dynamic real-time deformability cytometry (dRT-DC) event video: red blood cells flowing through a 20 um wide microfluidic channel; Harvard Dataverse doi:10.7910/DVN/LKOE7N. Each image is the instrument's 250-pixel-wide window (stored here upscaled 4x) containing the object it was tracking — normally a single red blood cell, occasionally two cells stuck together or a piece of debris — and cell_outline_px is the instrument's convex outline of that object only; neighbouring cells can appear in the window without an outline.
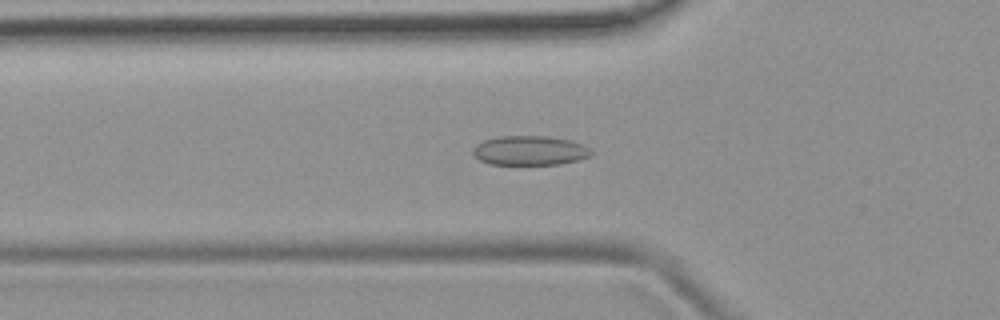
{"species": "common noctule bat (a hibernating species)", "species_latin": "Nyctalus noctula", "temperature_condition": "room temperature", "stored_images_in_passage": 45, "camera_frame_rate_fps": 3000, "um_per_image_px": 0.085, "animal": {"sex": "female", "body_mass_g": 19.9}, "frame": {"image": 1, "passage_image": 11, "time_ms": 3.333, "image_size_px": [1000, 320], "cell_outline_px": [[592, 156], [580, 160], [560, 164], [488, 164], [480, 160], [472, 152], [472, 148], [476, 144], [484, 140], [500, 136], [548, 136], [572, 140], [584, 144], [592, 148]], "centroid_in_image_um": [45.09, 12.79], "position_along_channel_um": 80.7, "area_um2": 20.58}}
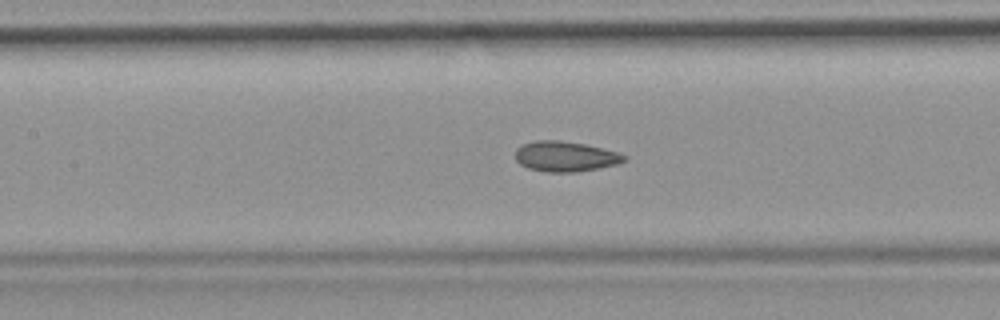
{"frame": {"image": 2, "passage_image": 17, "time_ms": 5.333, "image_size_px": [1000, 320], "cell_outline_px": [[628, 156], [624, 160], [616, 164], [600, 168], [576, 172], [544, 172], [528, 168], [520, 164], [516, 160], [516, 148], [524, 144], [536, 140], [560, 140], [584, 144], [616, 152]], "centroid_in_image_um": [48.02, 13.3], "position_along_channel_um": 159.4, "area_um2": 19.07}}
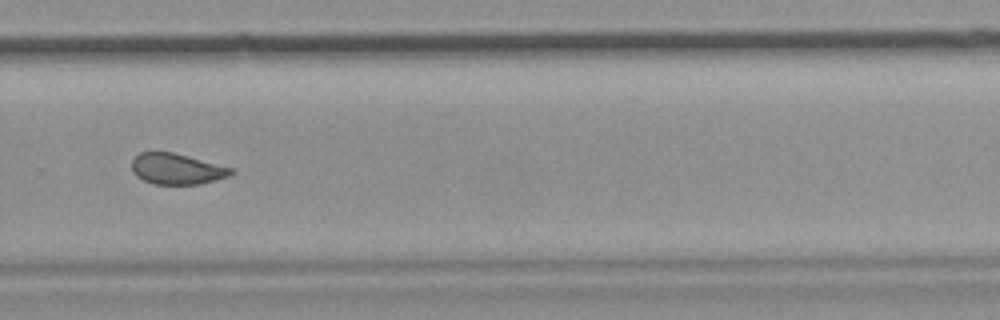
{"frame": {"image": 3, "passage_image": 29, "time_ms": 9.333, "image_size_px": [1000, 320], "cell_outline_px": [[236, 172], [232, 176], [200, 184], [152, 184], [136, 176], [132, 172], [132, 160], [140, 152], [172, 152], [236, 168]], "centroid_in_image_um": [15.09, 14.36], "position_along_channel_um": 314.7, "area_um2": 18.15}, "authors_computed_cell_mechanics": {"area_um2": 19.0162, "velocity_mm_per_s": 3.9072, "shape_relaxation_time_tau1_ms": null, "shape_relaxation_time_tau2_ms": 1.6536, "deformation_change_tau1": null, "deformation_change_tau2": 0.0667}}